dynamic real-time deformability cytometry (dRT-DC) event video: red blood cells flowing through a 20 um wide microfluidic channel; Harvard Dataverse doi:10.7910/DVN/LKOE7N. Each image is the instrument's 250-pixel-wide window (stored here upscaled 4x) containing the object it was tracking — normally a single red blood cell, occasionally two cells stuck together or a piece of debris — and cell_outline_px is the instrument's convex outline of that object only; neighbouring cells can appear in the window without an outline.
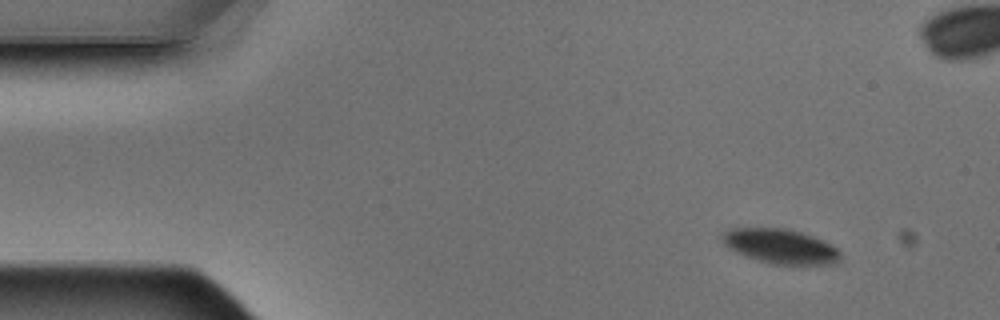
{"species": "Egyptian fruit bat (a non-hibernating species)", "species_latin": "Rousettus aegyptiacus", "temperature_condition": "warm", "stored_images_in_passage": 6, "camera_frame_rate_fps": 3000, "um_per_image_px": 0.085, "animal": {"sex": "male"}, "frame": {"image": 1, "passage_image": 1, "time_ms": 0.0, "image_size_px": [1000, 320], "cell_outline_px": [[840, 256], [836, 264], [768, 264], [744, 256], [736, 252], [724, 244], [720, 236], [724, 232], [732, 228], [784, 228], [800, 232], [812, 236], [836, 248], [840, 252]], "centroid_in_image_um": [66.29, 20.94], "position_along_channel_um": 18.7, "area_um2": 23.64}}
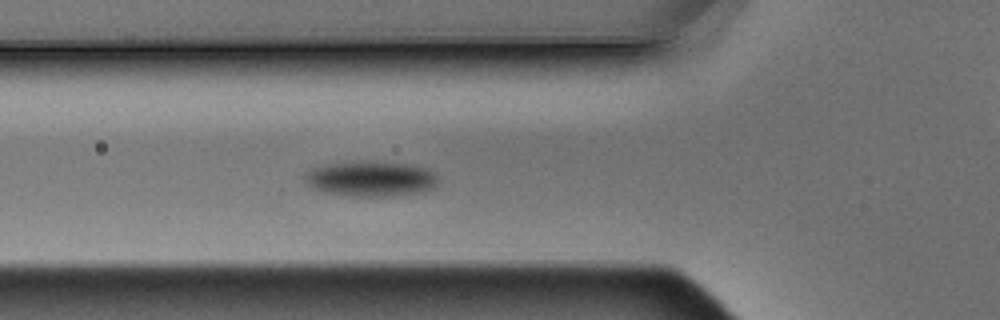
{"frame": {"image": 2, "passage_image": 5, "time_ms": 1.333, "image_size_px": [1000, 320], "cell_outline_px": [[440, 184], [436, 188], [424, 192], [392, 196], [348, 196], [328, 192], [312, 188], [304, 180], [304, 172], [312, 168], [324, 164], [352, 160], [376, 160], [412, 164], [428, 168], [436, 172]], "centroid_in_image_um": [31.58, 15.16], "position_along_channel_um": 94.2, "area_um2": 28.61}}